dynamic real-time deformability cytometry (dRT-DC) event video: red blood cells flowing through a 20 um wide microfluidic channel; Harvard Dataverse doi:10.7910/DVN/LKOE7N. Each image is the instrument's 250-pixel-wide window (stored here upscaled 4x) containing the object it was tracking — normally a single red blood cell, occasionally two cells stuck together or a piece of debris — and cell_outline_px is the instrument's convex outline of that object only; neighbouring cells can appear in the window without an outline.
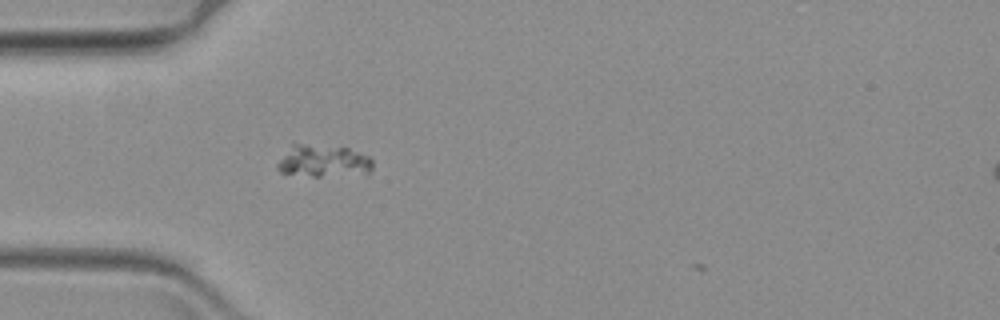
{"species": "common noctule bat (a hibernating species)", "species_latin": "Nyctalus noctula", "temperature_condition": "warm", "stored_images_in_passage": 3, "camera_frame_rate_fps": 3000, "um_per_image_px": 0.085, "animal": {"sex": "female", "body_mass_g": 19.3, "forearm_length_mm": 54.1}, "frame": {"image": 1, "passage_image": 2, "time_ms": 0.333, "image_size_px": [1000, 320], "cell_outline_px": [[372, 172], [368, 176], [312, 176], [280, 172], [276, 168], [276, 164], [292, 144], [300, 144], [348, 148], [368, 156], [372, 160]], "centroid_in_image_um": [27.56, 13.73], "position_along_channel_um": 57.4, "area_um2": 18.09}}